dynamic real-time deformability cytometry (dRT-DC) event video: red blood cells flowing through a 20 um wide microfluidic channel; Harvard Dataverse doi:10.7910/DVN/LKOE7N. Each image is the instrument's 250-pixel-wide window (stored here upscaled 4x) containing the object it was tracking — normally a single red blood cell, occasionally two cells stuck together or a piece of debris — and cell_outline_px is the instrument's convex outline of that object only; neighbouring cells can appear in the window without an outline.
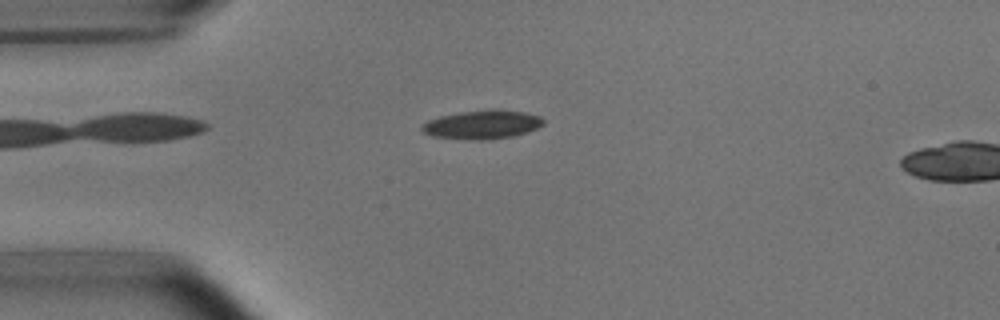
{"species": "common noctule bat (a hibernating species)", "species_latin": "Nyctalus noctula", "temperature_condition": "room temperature", "stored_images_in_passage": 2, "segment_of_instrument_passage": [1, 2], "camera_frame_rate_fps": 3000, "um_per_image_px": 0.085, "animal": {"sex": "male", "body_mass_g": 15.6}, "frame": {"image": 1, "passage_image": 1, "time_ms": 0.0, "image_size_px": [1000, 320], "cell_outline_px": [[544, 124], [528, 132], [512, 136], [488, 140], [468, 140], [432, 136], [424, 132], [420, 128], [428, 120], [440, 116], [460, 112], [524, 112], [540, 116], [544, 120]], "centroid_in_image_um": [40.96, 10.64], "position_along_channel_um": 44.0, "area_um2": 19.59}}